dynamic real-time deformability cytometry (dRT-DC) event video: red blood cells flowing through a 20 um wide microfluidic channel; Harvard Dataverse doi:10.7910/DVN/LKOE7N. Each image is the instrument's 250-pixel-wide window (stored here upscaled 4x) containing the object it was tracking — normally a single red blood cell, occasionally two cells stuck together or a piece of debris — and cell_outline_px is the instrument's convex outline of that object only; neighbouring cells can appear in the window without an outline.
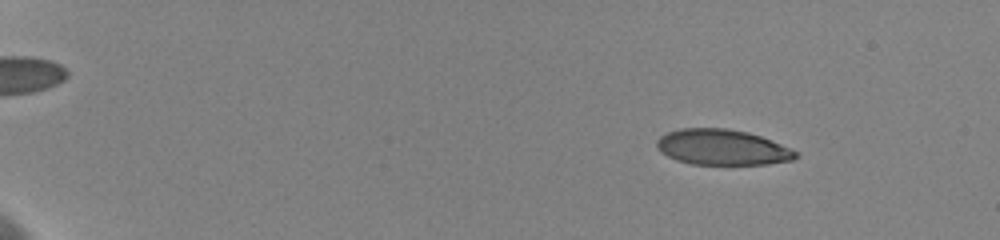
{"species": "human", "species_latin": "Homo sapiens", "temperature_condition": "cold", "stored_images_in_passage": 26, "camera_frame_rate_fps": 3000, "um_per_image_px": 0.085, "donor": {"sex": "female"}, "frame": {"image": 1, "passage_image": 3, "time_ms": 0.333, "image_size_px": [1000, 240], "cell_outline_px": [[796, 156], [792, 160], [768, 164], [692, 164], [676, 160], [660, 152], [656, 148], [656, 140], [660, 136], [668, 132], [680, 128], [728, 128], [748, 132], [760, 136], [792, 148], [796, 152]], "centroid_in_image_um": [61.36, 12.51], "position_along_channel_um": 23.6, "area_um2": 28.84}}
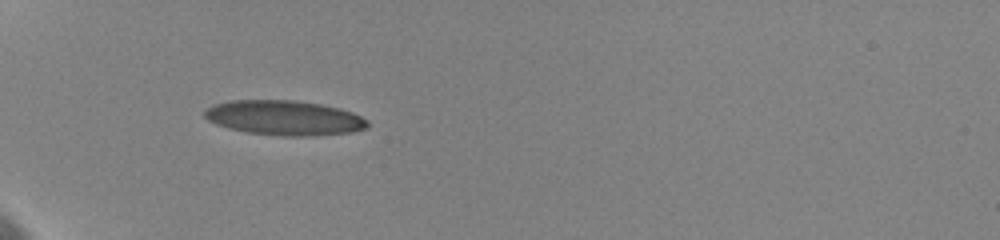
{"frame": {"image": 2, "passage_image": 25, "time_ms": 4.667, "image_size_px": [1000, 240], "cell_outline_px": [[368, 128], [352, 132], [312, 136], [284, 136], [244, 132], [228, 128], [216, 124], [208, 120], [204, 116], [204, 112], [212, 104], [232, 100], [296, 100], [320, 104], [340, 108], [352, 112], [368, 120]], "centroid_in_image_um": [24.17, 10.02], "position_along_channel_um": 60.8, "area_um2": 33.23}}